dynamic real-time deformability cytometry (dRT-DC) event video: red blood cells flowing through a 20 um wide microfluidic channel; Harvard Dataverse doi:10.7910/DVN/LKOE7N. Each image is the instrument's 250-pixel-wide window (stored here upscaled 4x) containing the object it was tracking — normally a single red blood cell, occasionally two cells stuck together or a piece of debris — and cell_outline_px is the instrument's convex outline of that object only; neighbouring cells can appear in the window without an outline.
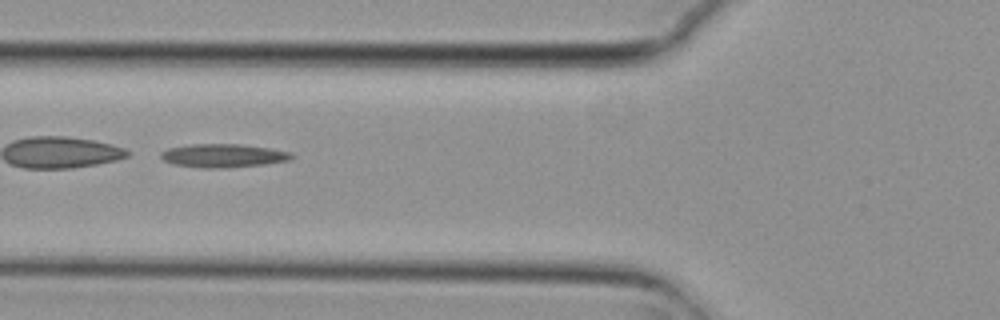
{"species": "common noctule bat (a hibernating species)", "species_latin": "Nyctalus noctula", "temperature_condition": "cold", "stored_images_in_passage": 4, "camera_frame_rate_fps": 3000, "um_per_image_px": 0.085, "animal": {"sex": "female", "body_mass_g": 29.2, "forearm_length_mm": 56.3}, "frame": {"image": 1, "passage_image": 2, "time_ms": 0.333, "image_size_px": [1000, 320], "cell_outline_px": [[296, 156], [288, 160], [264, 164], [224, 168], [204, 168], [176, 164], [164, 160], [160, 156], [160, 152], [168, 148], [192, 144], [240, 144], [268, 148], [288, 152]], "centroid_in_image_um": [18.95, 13.22], "position_along_channel_um": 106.8, "area_um2": 17.63}}
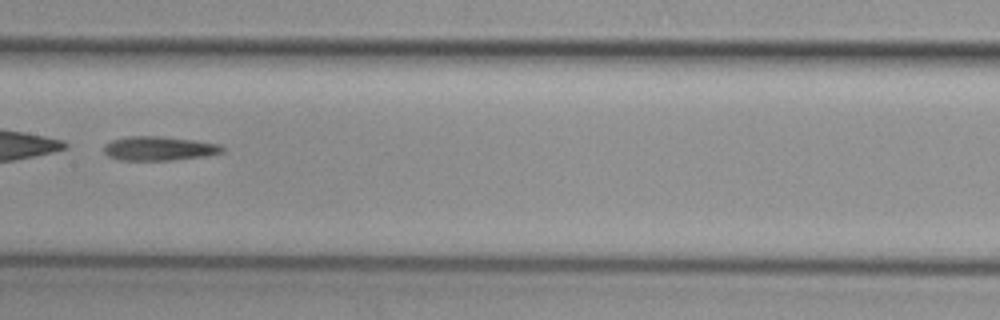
{"frame": {"image": 2, "passage_image": 4, "time_ms": 1.0, "image_size_px": [1000, 320], "cell_outline_px": [[224, 152], [204, 156], [168, 160], [120, 160], [108, 156], [104, 152], [104, 144], [112, 140], [128, 136], [160, 136], [192, 140], [220, 144], [224, 148]], "centroid_in_image_um": [13.49, 12.61], "position_along_channel_um": 193.9, "area_um2": 16.53}}